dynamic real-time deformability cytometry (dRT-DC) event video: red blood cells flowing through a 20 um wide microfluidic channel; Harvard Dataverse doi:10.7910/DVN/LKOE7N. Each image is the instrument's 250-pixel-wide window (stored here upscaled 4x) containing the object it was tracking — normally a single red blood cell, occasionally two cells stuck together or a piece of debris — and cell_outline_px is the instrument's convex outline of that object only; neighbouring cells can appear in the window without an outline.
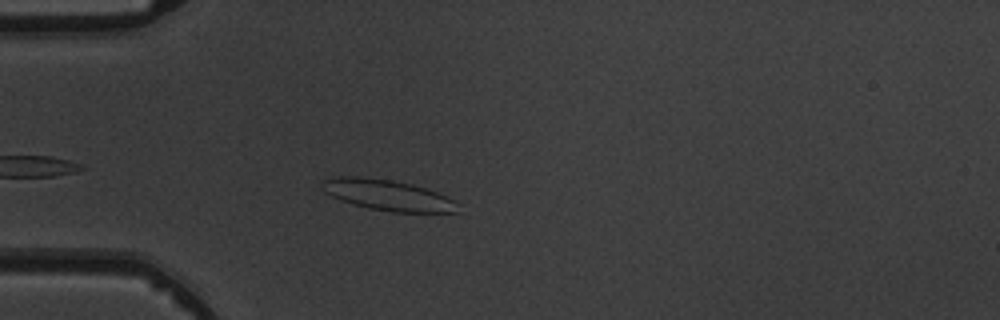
{"species": "common noctule bat (a hibernating species)", "species_latin": "Nyctalus noctula", "temperature_condition": "warm", "stored_images_in_passage": 3, "camera_frame_rate_fps": 3000, "um_per_image_px": 0.085, "animal": {"sex": "male", "body_mass_g": 19.5, "forearm_length_mm": 54.6}, "frame": {"image": 1, "passage_image": 3, "time_ms": 2.0, "image_size_px": [1000, 320], "cell_outline_px": [[460, 212], [392, 212], [368, 208], [340, 200], [324, 192], [320, 188], [324, 180], [336, 176], [356, 176], [392, 180], [412, 184], [448, 196], [460, 204]], "centroid_in_image_um": [32.98, 16.59], "position_along_channel_um": 52.0, "area_um2": 24.45}}